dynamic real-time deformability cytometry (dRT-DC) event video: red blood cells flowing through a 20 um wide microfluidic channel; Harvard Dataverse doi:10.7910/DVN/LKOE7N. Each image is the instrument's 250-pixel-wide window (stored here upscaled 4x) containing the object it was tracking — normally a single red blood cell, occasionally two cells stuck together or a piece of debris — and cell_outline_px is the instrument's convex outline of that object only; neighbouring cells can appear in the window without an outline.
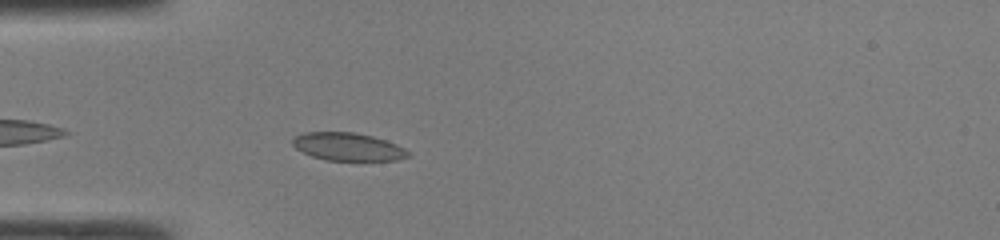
{"species": "common noctule bat (a hibernating species)", "species_latin": "Nyctalus noctula", "temperature_condition": "room temperature", "stored_images_in_passage": 36, "camera_frame_rate_fps": 3000, "um_per_image_px": 0.085, "animal": {"sex": "male", "body_mass_g": 19.0, "forearm_length_mm": 50.8}, "frame": {"image": 1, "passage_image": 3, "time_ms": 0.667, "image_size_px": [1000, 240], "cell_outline_px": [[412, 152], [408, 156], [396, 160], [324, 160], [312, 156], [296, 148], [292, 144], [292, 140], [296, 136], [304, 132], [352, 132], [372, 136], [396, 144]], "centroid_in_image_um": [29.57, 12.47], "position_along_channel_um": 55.4, "area_um2": 18.61}}
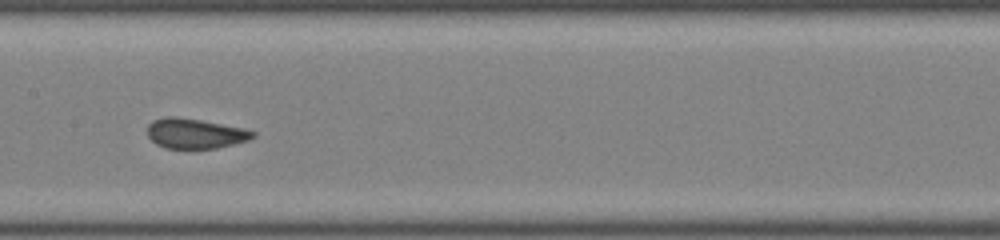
{"frame": {"image": 2, "passage_image": 13, "time_ms": 4.0, "image_size_px": [1000, 240], "cell_outline_px": [[256, 136], [248, 140], [216, 148], [164, 148], [156, 144], [148, 136], [148, 124], [152, 120], [168, 116], [176, 116], [200, 120], [244, 128], [256, 132]], "centroid_in_image_um": [16.57, 11.34], "position_along_channel_um": 190.8, "area_um2": 18.38}}
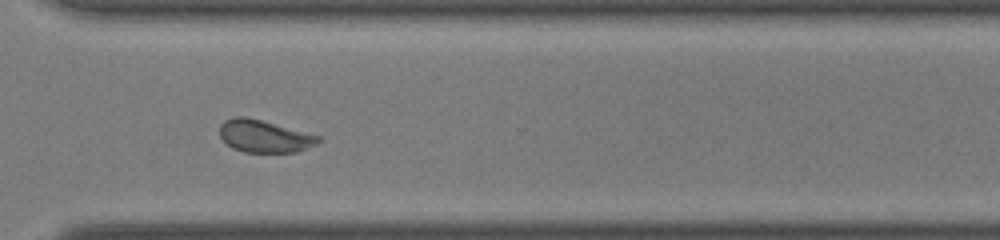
{"frame": {"image": 3, "passage_image": 24, "time_ms": 7.667, "image_size_px": [1000, 240], "cell_outline_px": [[324, 140], [316, 144], [296, 152], [244, 152], [232, 148], [220, 136], [220, 124], [224, 120], [236, 116], [244, 116], [260, 120], [320, 136]], "centroid_in_image_um": [22.46, 11.58], "position_along_channel_um": 348.1, "area_um2": 18.44}, "authors_computed_cell_mechanics": {"area_um2": 18.9006, "velocity_mm_per_s": 4.2712, "shape_relaxation_time_tau1_ms": 4.6859, "shape_relaxation_time_tau2_ms": null, "deformation_change_tau1": 0.1145, "deformation_change_tau2": null}}